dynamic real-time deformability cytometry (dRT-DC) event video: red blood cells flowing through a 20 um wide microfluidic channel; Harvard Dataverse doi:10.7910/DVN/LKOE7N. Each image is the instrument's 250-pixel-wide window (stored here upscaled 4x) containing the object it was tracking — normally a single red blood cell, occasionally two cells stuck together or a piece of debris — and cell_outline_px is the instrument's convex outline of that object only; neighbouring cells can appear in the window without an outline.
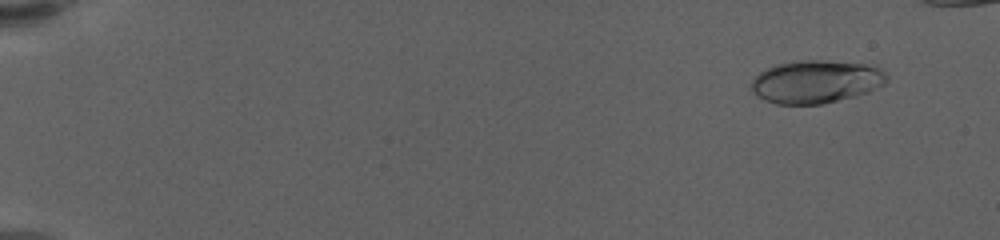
{"species": "human", "species_latin": "Homo sapiens", "temperature_condition": "warm", "stored_images_in_passage": 56, "camera_frame_rate_fps": 3000, "um_per_image_px": 0.085, "donor": {"sex": "female"}, "frame": {"image": 1, "passage_image": 2, "time_ms": 0.333, "image_size_px": [1000, 240], "cell_outline_px": [[888, 80], [884, 84], [868, 92], [856, 96], [820, 104], [776, 104], [764, 100], [752, 92], [752, 80], [764, 68], [776, 64], [792, 60], [824, 60], [864, 64], [876, 68], [884, 72], [888, 76]], "centroid_in_image_um": [69.32, 6.94], "position_along_channel_um": 15.7, "area_um2": 33.93}}
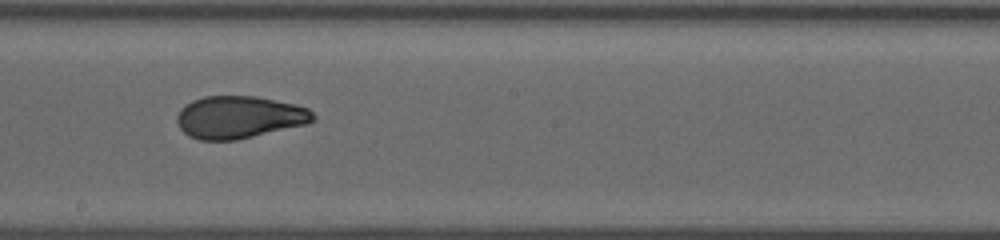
{"frame": {"image": 2, "passage_image": 34, "time_ms": 11.0, "image_size_px": [1000, 240], "cell_outline_px": [[316, 120], [308, 124], [236, 140], [200, 140], [188, 136], [180, 128], [176, 120], [176, 116], [180, 108], [184, 104], [192, 100], [204, 96], [256, 96], [296, 104], [308, 108], [316, 116]], "centroid_in_image_um": [20.33, 9.96], "position_along_channel_um": 227.9, "area_um2": 33.99}}
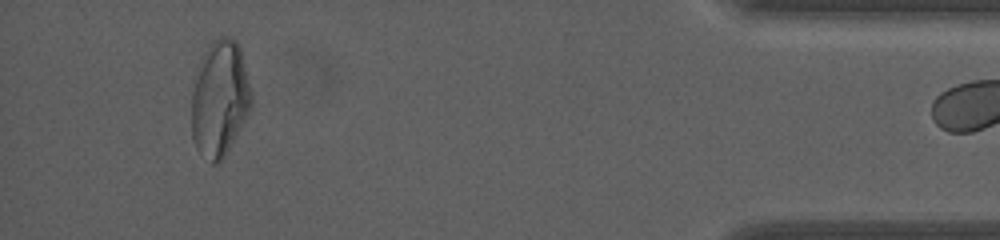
{"frame": {"image": 3, "passage_image": 55, "time_ms": 18.0, "image_size_px": [1000, 240], "cell_outline_px": [[252, 108], [224, 156], [216, 164], [212, 164], [196, 148], [192, 136], [192, 92], [204, 52], [208, 44], [212, 40], [220, 36], [232, 36], [236, 40], [240, 48], [252, 92]], "centroid_in_image_um": [18.7, 8.35], "position_along_channel_um": 416.5, "area_um2": 40.23}}